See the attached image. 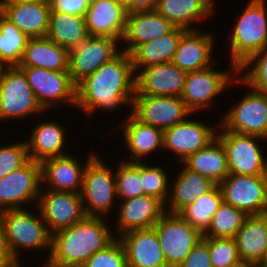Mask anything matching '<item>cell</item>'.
<instances>
[{"label":"cell","mask_w":267,"mask_h":267,"mask_svg":"<svg viewBox=\"0 0 267 267\" xmlns=\"http://www.w3.org/2000/svg\"><path fill=\"white\" fill-rule=\"evenodd\" d=\"M219 187L224 203L244 211L247 215L267 213V175L229 174Z\"/></svg>","instance_id":"cell-12"},{"label":"cell","mask_w":267,"mask_h":267,"mask_svg":"<svg viewBox=\"0 0 267 267\" xmlns=\"http://www.w3.org/2000/svg\"><path fill=\"white\" fill-rule=\"evenodd\" d=\"M159 0H129V13L136 11H154Z\"/></svg>","instance_id":"cell-47"},{"label":"cell","mask_w":267,"mask_h":267,"mask_svg":"<svg viewBox=\"0 0 267 267\" xmlns=\"http://www.w3.org/2000/svg\"><path fill=\"white\" fill-rule=\"evenodd\" d=\"M0 255L3 256L13 267H21L18 262L12 255L10 248L7 243V238L5 235L4 228L0 222Z\"/></svg>","instance_id":"cell-46"},{"label":"cell","mask_w":267,"mask_h":267,"mask_svg":"<svg viewBox=\"0 0 267 267\" xmlns=\"http://www.w3.org/2000/svg\"><path fill=\"white\" fill-rule=\"evenodd\" d=\"M26 141L0 146V179L21 168L30 160Z\"/></svg>","instance_id":"cell-42"},{"label":"cell","mask_w":267,"mask_h":267,"mask_svg":"<svg viewBox=\"0 0 267 267\" xmlns=\"http://www.w3.org/2000/svg\"><path fill=\"white\" fill-rule=\"evenodd\" d=\"M44 112L37 103L26 75L17 66L0 67V121Z\"/></svg>","instance_id":"cell-5"},{"label":"cell","mask_w":267,"mask_h":267,"mask_svg":"<svg viewBox=\"0 0 267 267\" xmlns=\"http://www.w3.org/2000/svg\"><path fill=\"white\" fill-rule=\"evenodd\" d=\"M51 13H65L85 17L89 5L86 0H50Z\"/></svg>","instance_id":"cell-45"},{"label":"cell","mask_w":267,"mask_h":267,"mask_svg":"<svg viewBox=\"0 0 267 267\" xmlns=\"http://www.w3.org/2000/svg\"><path fill=\"white\" fill-rule=\"evenodd\" d=\"M105 219V216H85L71 227L54 233L47 257L59 263L83 266L116 239Z\"/></svg>","instance_id":"cell-2"},{"label":"cell","mask_w":267,"mask_h":267,"mask_svg":"<svg viewBox=\"0 0 267 267\" xmlns=\"http://www.w3.org/2000/svg\"><path fill=\"white\" fill-rule=\"evenodd\" d=\"M119 40L109 37L89 36L83 43L69 51V73L77 85L98 70L106 62L117 56L122 49L117 48Z\"/></svg>","instance_id":"cell-16"},{"label":"cell","mask_w":267,"mask_h":267,"mask_svg":"<svg viewBox=\"0 0 267 267\" xmlns=\"http://www.w3.org/2000/svg\"><path fill=\"white\" fill-rule=\"evenodd\" d=\"M258 267H267V253Z\"/></svg>","instance_id":"cell-53"},{"label":"cell","mask_w":267,"mask_h":267,"mask_svg":"<svg viewBox=\"0 0 267 267\" xmlns=\"http://www.w3.org/2000/svg\"><path fill=\"white\" fill-rule=\"evenodd\" d=\"M18 68L26 75L36 101L44 111L59 103L76 107V85L72 82L69 71H51L41 67Z\"/></svg>","instance_id":"cell-10"},{"label":"cell","mask_w":267,"mask_h":267,"mask_svg":"<svg viewBox=\"0 0 267 267\" xmlns=\"http://www.w3.org/2000/svg\"><path fill=\"white\" fill-rule=\"evenodd\" d=\"M47 262L42 267H83L81 265L63 264L52 260L50 257L47 258Z\"/></svg>","instance_id":"cell-49"},{"label":"cell","mask_w":267,"mask_h":267,"mask_svg":"<svg viewBox=\"0 0 267 267\" xmlns=\"http://www.w3.org/2000/svg\"><path fill=\"white\" fill-rule=\"evenodd\" d=\"M215 8L211 0H159L155 11L177 28L198 30L191 25L213 16Z\"/></svg>","instance_id":"cell-28"},{"label":"cell","mask_w":267,"mask_h":267,"mask_svg":"<svg viewBox=\"0 0 267 267\" xmlns=\"http://www.w3.org/2000/svg\"><path fill=\"white\" fill-rule=\"evenodd\" d=\"M186 30L175 27L170 33L139 45L130 55L135 75L145 67L170 63Z\"/></svg>","instance_id":"cell-33"},{"label":"cell","mask_w":267,"mask_h":267,"mask_svg":"<svg viewBox=\"0 0 267 267\" xmlns=\"http://www.w3.org/2000/svg\"><path fill=\"white\" fill-rule=\"evenodd\" d=\"M234 239L241 260L258 267L267 253V213L248 215Z\"/></svg>","instance_id":"cell-27"},{"label":"cell","mask_w":267,"mask_h":267,"mask_svg":"<svg viewBox=\"0 0 267 267\" xmlns=\"http://www.w3.org/2000/svg\"><path fill=\"white\" fill-rule=\"evenodd\" d=\"M214 36L199 30H186L175 51L172 63L186 73L206 69L212 65Z\"/></svg>","instance_id":"cell-22"},{"label":"cell","mask_w":267,"mask_h":267,"mask_svg":"<svg viewBox=\"0 0 267 267\" xmlns=\"http://www.w3.org/2000/svg\"><path fill=\"white\" fill-rule=\"evenodd\" d=\"M231 267H257V266L254 265V264H251V263H247V262H243V261H241V262H239L238 264L233 265V266H231Z\"/></svg>","instance_id":"cell-51"},{"label":"cell","mask_w":267,"mask_h":267,"mask_svg":"<svg viewBox=\"0 0 267 267\" xmlns=\"http://www.w3.org/2000/svg\"><path fill=\"white\" fill-rule=\"evenodd\" d=\"M131 114L140 122L162 130L170 128L192 113L181 97L134 95Z\"/></svg>","instance_id":"cell-15"},{"label":"cell","mask_w":267,"mask_h":267,"mask_svg":"<svg viewBox=\"0 0 267 267\" xmlns=\"http://www.w3.org/2000/svg\"><path fill=\"white\" fill-rule=\"evenodd\" d=\"M238 70V76H243L241 79L250 88L259 92L267 93V46L255 53ZM245 70H247L246 73H243ZM242 73L243 75H240Z\"/></svg>","instance_id":"cell-40"},{"label":"cell","mask_w":267,"mask_h":267,"mask_svg":"<svg viewBox=\"0 0 267 267\" xmlns=\"http://www.w3.org/2000/svg\"><path fill=\"white\" fill-rule=\"evenodd\" d=\"M65 129L57 121H45L35 125L30 139L26 142L29 159L42 163L47 159L66 155Z\"/></svg>","instance_id":"cell-29"},{"label":"cell","mask_w":267,"mask_h":267,"mask_svg":"<svg viewBox=\"0 0 267 267\" xmlns=\"http://www.w3.org/2000/svg\"><path fill=\"white\" fill-rule=\"evenodd\" d=\"M186 74L172 62L142 68L135 76L134 95L181 97Z\"/></svg>","instance_id":"cell-18"},{"label":"cell","mask_w":267,"mask_h":267,"mask_svg":"<svg viewBox=\"0 0 267 267\" xmlns=\"http://www.w3.org/2000/svg\"><path fill=\"white\" fill-rule=\"evenodd\" d=\"M99 0H86V3L90 6L96 2H98Z\"/></svg>","instance_id":"cell-54"},{"label":"cell","mask_w":267,"mask_h":267,"mask_svg":"<svg viewBox=\"0 0 267 267\" xmlns=\"http://www.w3.org/2000/svg\"><path fill=\"white\" fill-rule=\"evenodd\" d=\"M213 267H231L241 262L234 238H205Z\"/></svg>","instance_id":"cell-41"},{"label":"cell","mask_w":267,"mask_h":267,"mask_svg":"<svg viewBox=\"0 0 267 267\" xmlns=\"http://www.w3.org/2000/svg\"><path fill=\"white\" fill-rule=\"evenodd\" d=\"M182 163L187 169L210 179L215 185L222 183L229 175L226 152L218 137L189 155Z\"/></svg>","instance_id":"cell-32"},{"label":"cell","mask_w":267,"mask_h":267,"mask_svg":"<svg viewBox=\"0 0 267 267\" xmlns=\"http://www.w3.org/2000/svg\"><path fill=\"white\" fill-rule=\"evenodd\" d=\"M94 156L95 153H90L85 164L79 163V159L70 154L43 161L41 179L44 184L48 183L49 187L46 189L43 185L41 189L81 193L85 168Z\"/></svg>","instance_id":"cell-19"},{"label":"cell","mask_w":267,"mask_h":267,"mask_svg":"<svg viewBox=\"0 0 267 267\" xmlns=\"http://www.w3.org/2000/svg\"><path fill=\"white\" fill-rule=\"evenodd\" d=\"M168 267L180 266L202 234L179 214L165 212L153 226Z\"/></svg>","instance_id":"cell-9"},{"label":"cell","mask_w":267,"mask_h":267,"mask_svg":"<svg viewBox=\"0 0 267 267\" xmlns=\"http://www.w3.org/2000/svg\"><path fill=\"white\" fill-rule=\"evenodd\" d=\"M41 163L29 160L24 166L0 179V212L37 205L41 191Z\"/></svg>","instance_id":"cell-13"},{"label":"cell","mask_w":267,"mask_h":267,"mask_svg":"<svg viewBox=\"0 0 267 267\" xmlns=\"http://www.w3.org/2000/svg\"><path fill=\"white\" fill-rule=\"evenodd\" d=\"M118 239L124 247L128 267H168L153 228L132 230Z\"/></svg>","instance_id":"cell-21"},{"label":"cell","mask_w":267,"mask_h":267,"mask_svg":"<svg viewBox=\"0 0 267 267\" xmlns=\"http://www.w3.org/2000/svg\"><path fill=\"white\" fill-rule=\"evenodd\" d=\"M0 11L27 37H46L51 13L49 4L0 3Z\"/></svg>","instance_id":"cell-26"},{"label":"cell","mask_w":267,"mask_h":267,"mask_svg":"<svg viewBox=\"0 0 267 267\" xmlns=\"http://www.w3.org/2000/svg\"><path fill=\"white\" fill-rule=\"evenodd\" d=\"M127 11L114 0H99L89 6L85 15L89 36L109 37L121 41Z\"/></svg>","instance_id":"cell-24"},{"label":"cell","mask_w":267,"mask_h":267,"mask_svg":"<svg viewBox=\"0 0 267 267\" xmlns=\"http://www.w3.org/2000/svg\"><path fill=\"white\" fill-rule=\"evenodd\" d=\"M120 162L115 172L117 198L122 201L145 195L140 179V162Z\"/></svg>","instance_id":"cell-38"},{"label":"cell","mask_w":267,"mask_h":267,"mask_svg":"<svg viewBox=\"0 0 267 267\" xmlns=\"http://www.w3.org/2000/svg\"><path fill=\"white\" fill-rule=\"evenodd\" d=\"M122 122L123 137L126 148L131 155L127 162H142L157 149H163V130L137 120L131 113ZM142 158V159H141Z\"/></svg>","instance_id":"cell-25"},{"label":"cell","mask_w":267,"mask_h":267,"mask_svg":"<svg viewBox=\"0 0 267 267\" xmlns=\"http://www.w3.org/2000/svg\"><path fill=\"white\" fill-rule=\"evenodd\" d=\"M182 168L178 171L180 173L171 186L173 189L169 187L171 191H169L167 200L169 203H165V212L178 214L184 207L194 203L196 199L215 186L210 179L187 169L185 166Z\"/></svg>","instance_id":"cell-31"},{"label":"cell","mask_w":267,"mask_h":267,"mask_svg":"<svg viewBox=\"0 0 267 267\" xmlns=\"http://www.w3.org/2000/svg\"><path fill=\"white\" fill-rule=\"evenodd\" d=\"M247 214L230 204L222 203L215 212L205 238H234L247 218Z\"/></svg>","instance_id":"cell-37"},{"label":"cell","mask_w":267,"mask_h":267,"mask_svg":"<svg viewBox=\"0 0 267 267\" xmlns=\"http://www.w3.org/2000/svg\"><path fill=\"white\" fill-rule=\"evenodd\" d=\"M17 67L69 71V51L47 37L29 38Z\"/></svg>","instance_id":"cell-30"},{"label":"cell","mask_w":267,"mask_h":267,"mask_svg":"<svg viewBox=\"0 0 267 267\" xmlns=\"http://www.w3.org/2000/svg\"><path fill=\"white\" fill-rule=\"evenodd\" d=\"M175 26L154 11H136L127 14L121 42L122 51L131 54L139 45L170 33Z\"/></svg>","instance_id":"cell-23"},{"label":"cell","mask_w":267,"mask_h":267,"mask_svg":"<svg viewBox=\"0 0 267 267\" xmlns=\"http://www.w3.org/2000/svg\"><path fill=\"white\" fill-rule=\"evenodd\" d=\"M178 267H213L208 244L203 239L198 241L184 262Z\"/></svg>","instance_id":"cell-44"},{"label":"cell","mask_w":267,"mask_h":267,"mask_svg":"<svg viewBox=\"0 0 267 267\" xmlns=\"http://www.w3.org/2000/svg\"><path fill=\"white\" fill-rule=\"evenodd\" d=\"M135 76L131 55L121 51L76 85V107L87 116L99 108L106 112L120 109L123 104L131 108Z\"/></svg>","instance_id":"cell-1"},{"label":"cell","mask_w":267,"mask_h":267,"mask_svg":"<svg viewBox=\"0 0 267 267\" xmlns=\"http://www.w3.org/2000/svg\"><path fill=\"white\" fill-rule=\"evenodd\" d=\"M233 83L246 85L251 92L248 91L224 114L219 126L225 131L256 135L267 140V93L250 88L240 76Z\"/></svg>","instance_id":"cell-6"},{"label":"cell","mask_w":267,"mask_h":267,"mask_svg":"<svg viewBox=\"0 0 267 267\" xmlns=\"http://www.w3.org/2000/svg\"><path fill=\"white\" fill-rule=\"evenodd\" d=\"M36 207L51 235L71 227L86 216L81 193L41 189Z\"/></svg>","instance_id":"cell-14"},{"label":"cell","mask_w":267,"mask_h":267,"mask_svg":"<svg viewBox=\"0 0 267 267\" xmlns=\"http://www.w3.org/2000/svg\"><path fill=\"white\" fill-rule=\"evenodd\" d=\"M213 66L215 65L186 74L181 99L191 113L209 108L213 103L211 101H214L215 97L227 89L239 74L236 67H232L230 71H215Z\"/></svg>","instance_id":"cell-11"},{"label":"cell","mask_w":267,"mask_h":267,"mask_svg":"<svg viewBox=\"0 0 267 267\" xmlns=\"http://www.w3.org/2000/svg\"><path fill=\"white\" fill-rule=\"evenodd\" d=\"M83 267H128L124 247L116 238L105 249L92 255Z\"/></svg>","instance_id":"cell-43"},{"label":"cell","mask_w":267,"mask_h":267,"mask_svg":"<svg viewBox=\"0 0 267 267\" xmlns=\"http://www.w3.org/2000/svg\"><path fill=\"white\" fill-rule=\"evenodd\" d=\"M46 37L68 51L76 48L89 37L85 17L65 13H50Z\"/></svg>","instance_id":"cell-34"},{"label":"cell","mask_w":267,"mask_h":267,"mask_svg":"<svg viewBox=\"0 0 267 267\" xmlns=\"http://www.w3.org/2000/svg\"><path fill=\"white\" fill-rule=\"evenodd\" d=\"M100 159L99 155H95L83 175L81 197L86 216L108 215L117 197L115 173Z\"/></svg>","instance_id":"cell-7"},{"label":"cell","mask_w":267,"mask_h":267,"mask_svg":"<svg viewBox=\"0 0 267 267\" xmlns=\"http://www.w3.org/2000/svg\"><path fill=\"white\" fill-rule=\"evenodd\" d=\"M0 222L10 251L18 262L20 249H48L51 252L52 235L41 214L31 213L27 208L8 209L0 212Z\"/></svg>","instance_id":"cell-4"},{"label":"cell","mask_w":267,"mask_h":267,"mask_svg":"<svg viewBox=\"0 0 267 267\" xmlns=\"http://www.w3.org/2000/svg\"><path fill=\"white\" fill-rule=\"evenodd\" d=\"M217 129L199 120L189 119L163 130V150H169L183 162L217 137Z\"/></svg>","instance_id":"cell-17"},{"label":"cell","mask_w":267,"mask_h":267,"mask_svg":"<svg viewBox=\"0 0 267 267\" xmlns=\"http://www.w3.org/2000/svg\"><path fill=\"white\" fill-rule=\"evenodd\" d=\"M28 40L0 11V67L18 66Z\"/></svg>","instance_id":"cell-36"},{"label":"cell","mask_w":267,"mask_h":267,"mask_svg":"<svg viewBox=\"0 0 267 267\" xmlns=\"http://www.w3.org/2000/svg\"><path fill=\"white\" fill-rule=\"evenodd\" d=\"M0 267H13L3 256L0 255Z\"/></svg>","instance_id":"cell-52"},{"label":"cell","mask_w":267,"mask_h":267,"mask_svg":"<svg viewBox=\"0 0 267 267\" xmlns=\"http://www.w3.org/2000/svg\"><path fill=\"white\" fill-rule=\"evenodd\" d=\"M50 0H0V3L49 4Z\"/></svg>","instance_id":"cell-48"},{"label":"cell","mask_w":267,"mask_h":267,"mask_svg":"<svg viewBox=\"0 0 267 267\" xmlns=\"http://www.w3.org/2000/svg\"><path fill=\"white\" fill-rule=\"evenodd\" d=\"M140 179H142V190L145 195H151L164 204L169 197V177L165 169L154 165L140 162Z\"/></svg>","instance_id":"cell-39"},{"label":"cell","mask_w":267,"mask_h":267,"mask_svg":"<svg viewBox=\"0 0 267 267\" xmlns=\"http://www.w3.org/2000/svg\"><path fill=\"white\" fill-rule=\"evenodd\" d=\"M118 208L116 238L132 230L153 228L165 213V204L151 195L122 200Z\"/></svg>","instance_id":"cell-20"},{"label":"cell","mask_w":267,"mask_h":267,"mask_svg":"<svg viewBox=\"0 0 267 267\" xmlns=\"http://www.w3.org/2000/svg\"><path fill=\"white\" fill-rule=\"evenodd\" d=\"M222 203V192L219 185H215L178 214L203 235L210 227L213 215Z\"/></svg>","instance_id":"cell-35"},{"label":"cell","mask_w":267,"mask_h":267,"mask_svg":"<svg viewBox=\"0 0 267 267\" xmlns=\"http://www.w3.org/2000/svg\"><path fill=\"white\" fill-rule=\"evenodd\" d=\"M222 131L221 133H218ZM217 137L226 152L229 174L249 176L267 175V158L258 141L263 137L239 134L232 131L218 130Z\"/></svg>","instance_id":"cell-8"},{"label":"cell","mask_w":267,"mask_h":267,"mask_svg":"<svg viewBox=\"0 0 267 267\" xmlns=\"http://www.w3.org/2000/svg\"><path fill=\"white\" fill-rule=\"evenodd\" d=\"M117 4L126 9L127 13H129V0H114Z\"/></svg>","instance_id":"cell-50"},{"label":"cell","mask_w":267,"mask_h":267,"mask_svg":"<svg viewBox=\"0 0 267 267\" xmlns=\"http://www.w3.org/2000/svg\"><path fill=\"white\" fill-rule=\"evenodd\" d=\"M229 43L231 65L240 69L255 53L267 46L266 0H250L235 22Z\"/></svg>","instance_id":"cell-3"}]
</instances>
